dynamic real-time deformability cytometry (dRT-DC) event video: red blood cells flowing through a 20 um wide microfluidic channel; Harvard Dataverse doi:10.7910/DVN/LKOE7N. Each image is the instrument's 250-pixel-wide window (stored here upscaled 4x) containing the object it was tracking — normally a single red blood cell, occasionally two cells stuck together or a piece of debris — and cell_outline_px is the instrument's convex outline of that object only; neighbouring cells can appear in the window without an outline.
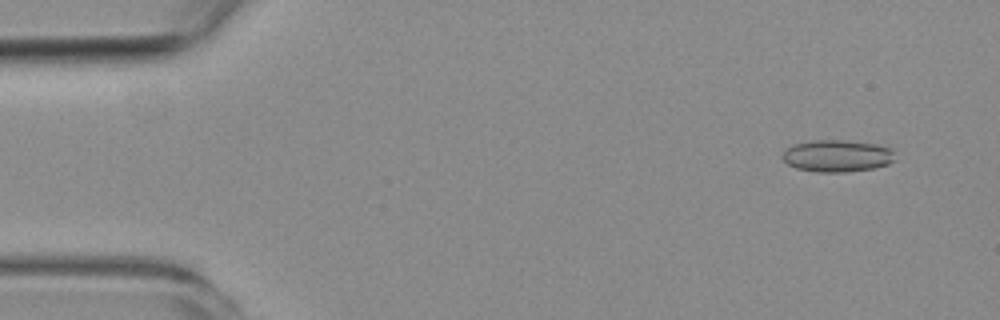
{"species": "common noctule bat (a hibernating species)", "species_latin": "Nyctalus noctula", "temperature_condition": "room temperature", "stored_images_in_passage": 7, "camera_frame_rate_fps": 3000, "um_per_image_px": 0.085, "animal": {"sex": "female", "body_mass_g": 19.3, "forearm_length_mm": 54.1}, "frame": {"image": 1, "passage_image": 2, "time_ms": 1.0, "image_size_px": [1000, 320], "cell_outline_px": [[896, 160], [888, 164], [872, 168], [844, 172], [816, 172], [796, 168], [788, 164], [780, 156], [784, 148], [792, 144], [808, 140], [844, 140], [876, 144], [896, 148]], "centroid_in_image_um": [71.17, 13.23], "position_along_channel_um": 13.8, "area_um2": 21.56}}
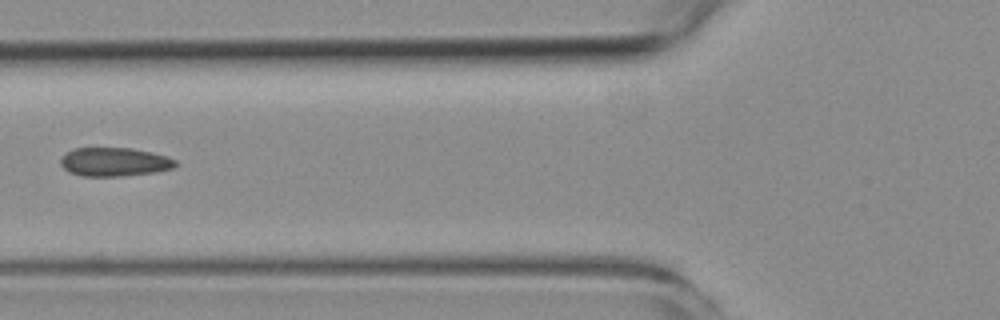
{"frame": {"image": 2, "passage_image": 6, "time_ms": 6.667, "image_size_px": [1000, 320], "cell_outline_px": [[180, 164], [176, 168], [156, 172], [120, 176], [80, 176], [68, 172], [60, 164], [60, 160], [68, 152], [76, 148], [132, 148], [152, 152], [168, 156], [176, 160]], "centroid_in_image_um": [9.79, 13.77], "position_along_channel_um": 116.0, "area_um2": 19.42}}
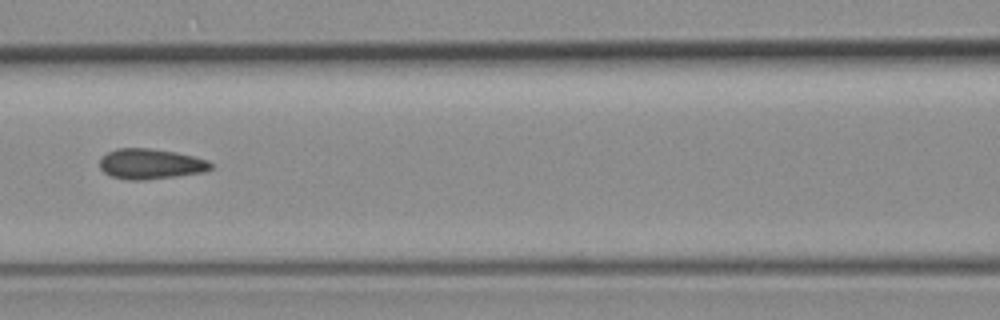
{"frame": {"image": 3, "passage_image": 7, "time_ms": 7.667, "image_size_px": [1000, 320], "cell_outline_px": [[212, 168], [204, 172], [176, 176], [144, 180], [128, 180], [112, 176], [104, 172], [100, 168], [100, 156], [116, 148], [148, 148], [176, 152], [208, 160], [212, 164]], "centroid_in_image_um": [12.78, 13.93], "position_along_channel_um": 153.8, "area_um2": 19.65}}